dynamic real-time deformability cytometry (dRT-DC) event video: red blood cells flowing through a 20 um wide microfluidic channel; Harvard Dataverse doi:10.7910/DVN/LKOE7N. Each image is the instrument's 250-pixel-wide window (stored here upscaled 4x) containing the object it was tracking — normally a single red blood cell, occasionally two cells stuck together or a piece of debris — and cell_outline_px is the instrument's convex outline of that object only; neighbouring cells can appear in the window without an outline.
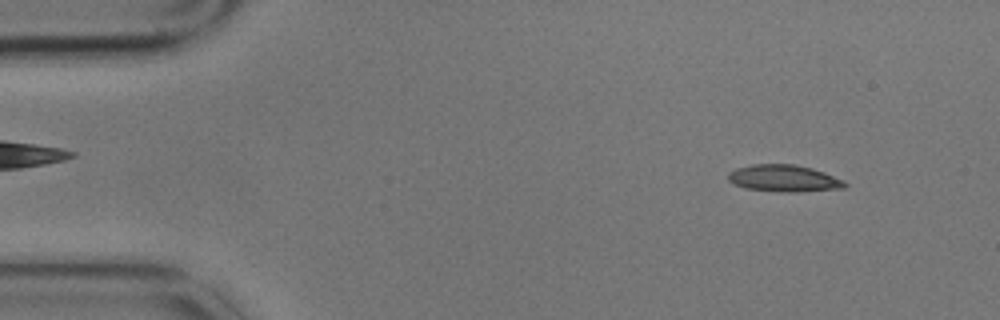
{"species": "common noctule bat (a hibernating species)", "species_latin": "Nyctalus noctula", "temperature_condition": "cold", "stored_images_in_passage": 2, "segment_of_instrument_passage": [2, 2], "camera_frame_rate_fps": 3000, "um_per_image_px": 0.085, "animal": {"sex": "male", "body_mass_g": 17.9}, "frame": {"image": 1, "passage_image": 2, "time_ms": 0.333, "image_size_px": [1000, 320], "cell_outline_px": [[848, 184], [844, 188], [796, 192], [780, 192], [744, 188], [732, 184], [728, 180], [728, 172], [736, 168], [752, 164], [796, 164], [812, 168], [824, 172], [844, 180]], "centroid_in_image_um": [66.61, 15.16], "position_along_channel_um": 18.4, "area_um2": 18.5}}